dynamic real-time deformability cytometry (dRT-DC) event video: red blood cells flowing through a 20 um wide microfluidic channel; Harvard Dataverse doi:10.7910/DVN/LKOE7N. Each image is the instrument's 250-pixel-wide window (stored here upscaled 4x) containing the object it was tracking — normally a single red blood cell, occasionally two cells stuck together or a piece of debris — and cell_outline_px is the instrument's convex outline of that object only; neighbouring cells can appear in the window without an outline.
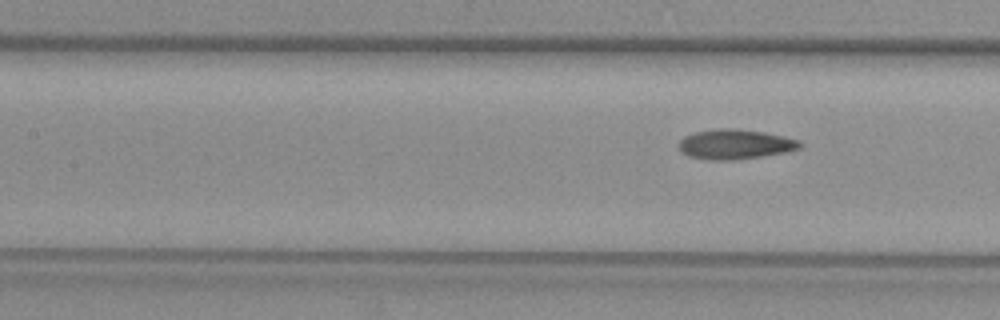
{"species": "common noctule bat (a hibernating species)", "species_latin": "Nyctalus noctula", "temperature_condition": "warm", "stored_images_in_passage": 5, "camera_frame_rate_fps": 3000, "um_per_image_px": 0.085, "animal": {"sex": "female", "body_mass_g": 29.2, "forearm_length_mm": 56.3}, "frame": {"image": 1, "passage_image": 5, "time_ms": 5.333, "image_size_px": [1000, 320], "cell_outline_px": [[800, 148], [784, 152], [736, 160], [708, 160], [688, 156], [680, 152], [680, 140], [684, 136], [696, 132], [720, 128], [736, 128], [764, 132], [784, 136], [800, 140]], "centroid_in_image_um": [62.46, 12.26], "position_along_channel_um": 144.9, "area_um2": 20.98}}